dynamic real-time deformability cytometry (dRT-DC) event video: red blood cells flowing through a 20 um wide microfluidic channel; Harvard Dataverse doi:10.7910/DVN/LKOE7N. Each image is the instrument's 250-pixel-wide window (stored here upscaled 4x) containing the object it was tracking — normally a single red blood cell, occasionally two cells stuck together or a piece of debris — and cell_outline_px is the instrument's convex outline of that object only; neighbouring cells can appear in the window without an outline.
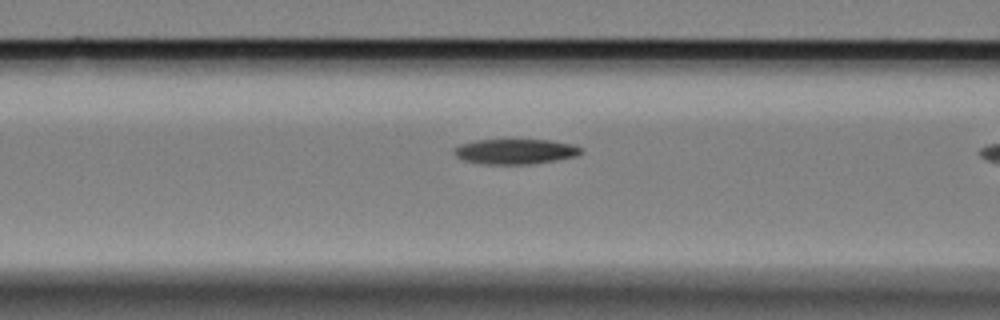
{"species": "Egyptian fruit bat (a non-hibernating species)", "species_latin": "Rousettus aegyptiacus", "temperature_condition": "cold", "stored_images_in_passage": 22, "camera_frame_rate_fps": 3000, "um_per_image_px": 0.085, "animal": {"sex": "female"}, "frame": {"image": 1, "passage_image": 20, "time_ms": 6.333, "image_size_px": [1000, 320], "cell_outline_px": [[584, 152], [576, 156], [528, 164], [480, 164], [464, 160], [456, 156], [452, 152], [460, 144], [476, 140], [548, 140], [572, 144], [584, 148]], "centroid_in_image_um": [43.8, 12.87], "position_along_channel_um": 122.8, "area_um2": 18.5}}